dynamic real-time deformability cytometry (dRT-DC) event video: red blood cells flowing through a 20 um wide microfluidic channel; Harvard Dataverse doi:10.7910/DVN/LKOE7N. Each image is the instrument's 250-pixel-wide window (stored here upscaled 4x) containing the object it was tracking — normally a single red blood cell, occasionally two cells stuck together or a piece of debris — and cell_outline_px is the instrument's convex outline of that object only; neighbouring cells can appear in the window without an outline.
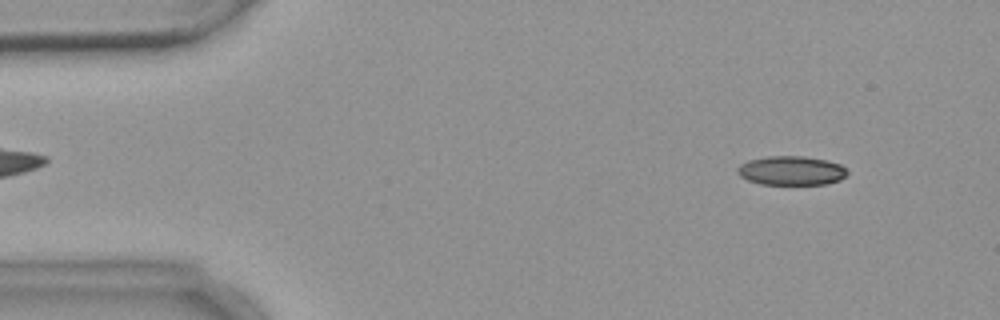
{"species": "common noctule bat (a hibernating species)", "species_latin": "Nyctalus noctula", "temperature_condition": "warm", "stored_images_in_passage": 3, "camera_frame_rate_fps": 3000, "um_per_image_px": 0.085, "animal": {"sex": "female", "body_mass_g": 18.4}, "frame": {"image": 1, "passage_image": 1, "time_ms": 0.0, "image_size_px": [1000, 320], "cell_outline_px": [[848, 172], [840, 180], [824, 184], [760, 184], [748, 180], [740, 176], [736, 172], [736, 168], [740, 164], [748, 160], [768, 156], [804, 156], [828, 160], [840, 164]], "centroid_in_image_um": [67.23, 14.49], "position_along_channel_um": 17.8, "area_um2": 18.67}}